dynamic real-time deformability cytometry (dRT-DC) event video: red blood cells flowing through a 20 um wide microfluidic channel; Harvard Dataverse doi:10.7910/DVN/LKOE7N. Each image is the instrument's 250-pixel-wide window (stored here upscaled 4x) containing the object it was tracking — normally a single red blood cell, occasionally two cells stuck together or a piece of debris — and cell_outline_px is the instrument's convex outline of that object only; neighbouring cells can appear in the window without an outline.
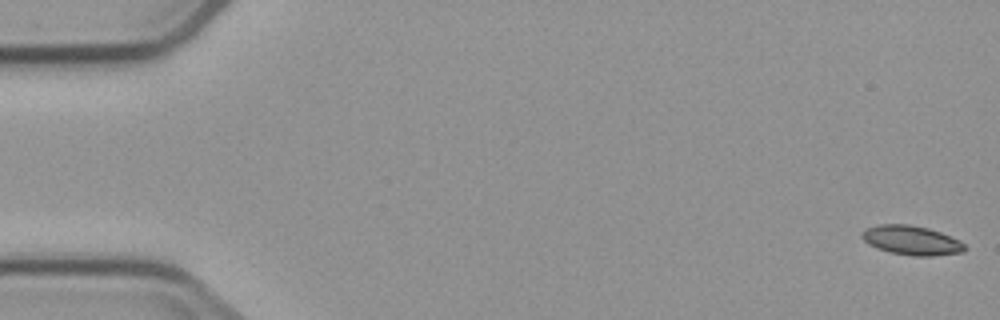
{"species": "common noctule bat (a hibernating species)", "species_latin": "Nyctalus noctula", "temperature_condition": "cold", "stored_images_in_passage": 5, "camera_frame_rate_fps": 3000, "um_per_image_px": 0.085, "animal": {"sex": "male", "body_mass_g": 23.1, "forearm_length_mm": 52.7}, "frame": {"image": 1, "passage_image": 1, "time_ms": 0.0, "image_size_px": [1000, 320], "cell_outline_px": [[968, 248], [964, 252], [932, 256], [912, 256], [888, 252], [876, 248], [868, 244], [860, 236], [860, 232], [864, 228], [876, 224], [908, 224], [928, 228], [940, 232], [960, 240]], "centroid_in_image_um": [77.45, 20.42], "position_along_channel_um": 7.6, "area_um2": 17.92}}
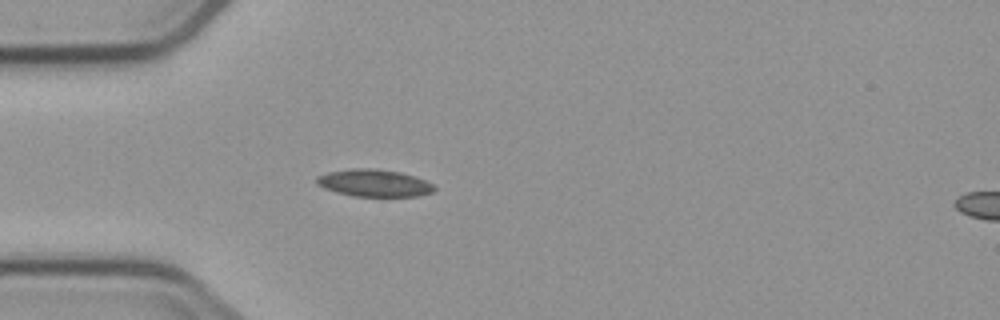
{"frame": {"image": 2, "passage_image": 5, "time_ms": 5.0, "image_size_px": [1000, 320], "cell_outline_px": [[436, 188], [432, 192], [416, 196], [352, 196], [336, 192], [324, 188], [316, 184], [316, 176], [328, 172], [352, 168], [376, 168], [400, 172], [416, 176], [432, 184]], "centroid_in_image_um": [31.77, 15.55], "position_along_channel_um": 53.2, "area_um2": 18.73}}